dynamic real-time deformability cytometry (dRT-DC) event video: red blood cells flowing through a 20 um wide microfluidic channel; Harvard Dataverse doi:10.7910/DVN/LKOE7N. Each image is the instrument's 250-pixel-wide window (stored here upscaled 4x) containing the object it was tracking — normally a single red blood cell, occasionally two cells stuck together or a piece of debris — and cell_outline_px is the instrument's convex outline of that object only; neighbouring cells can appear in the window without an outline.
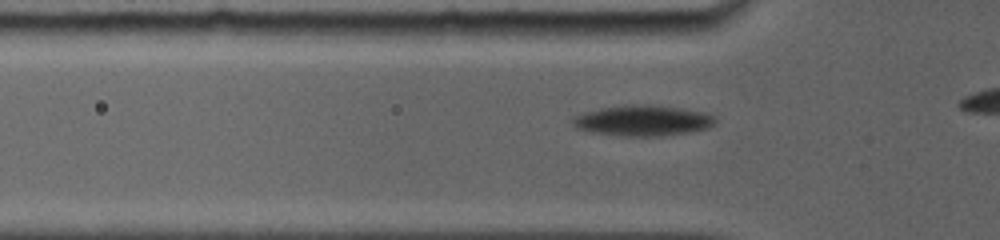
{"species": "common noctule bat (a hibernating species)", "species_latin": "Nyctalus noctula", "temperature_condition": "room temperature", "stored_images_in_passage": 14, "camera_frame_rate_fps": 5000, "um_per_image_px": 0.085, "animal": {"sex": "female", "body_mass_g": 19.0, "forearm_length_mm": 56.7}, "frame": {"image": 1, "passage_image": 8, "time_ms": 2.4, "image_size_px": [1000, 240], "cell_outline_px": [[716, 124], [708, 128], [688, 132], [664, 136], [620, 136], [592, 132], [576, 128], [572, 124], [572, 116], [584, 112], [600, 108], [632, 104], [648, 104], [680, 108], [704, 112], [716, 116]], "centroid_in_image_um": [54.64, 10.25], "position_along_channel_um": 71.2, "area_um2": 25.72}}
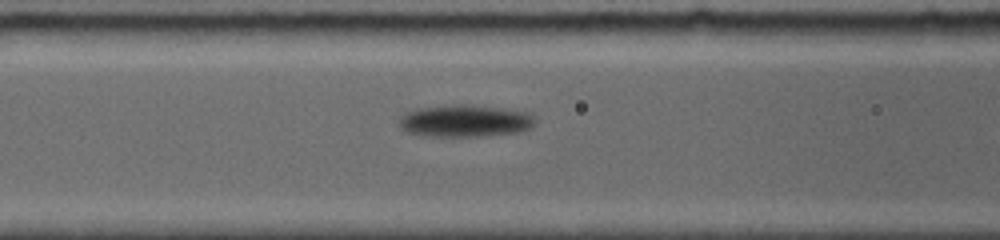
{"frame": {"image": 2, "passage_image": 12, "time_ms": 4.0, "image_size_px": [1000, 240], "cell_outline_px": [[536, 120], [532, 128], [520, 132], [484, 136], [420, 136], [404, 132], [400, 128], [400, 116], [404, 112], [416, 108], [448, 104], [464, 104], [500, 108], [528, 112]], "centroid_in_image_um": [39.47, 10.28], "position_along_channel_um": 127.1, "area_um2": 25.95}}